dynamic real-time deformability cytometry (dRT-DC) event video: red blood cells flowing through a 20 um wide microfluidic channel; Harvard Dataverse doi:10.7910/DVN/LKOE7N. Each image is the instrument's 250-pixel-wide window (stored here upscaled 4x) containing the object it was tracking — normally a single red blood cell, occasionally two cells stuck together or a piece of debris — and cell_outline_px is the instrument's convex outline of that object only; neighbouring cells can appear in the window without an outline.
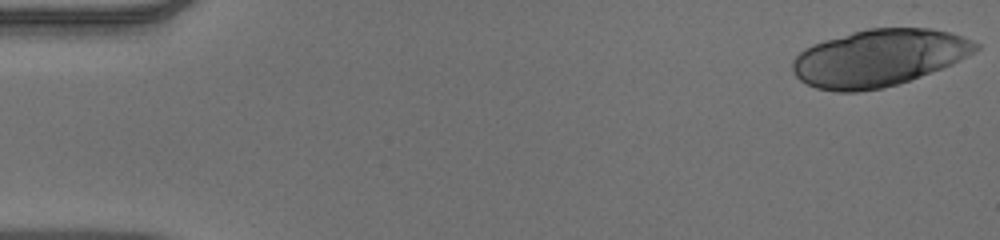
{"species": "human", "species_latin": "Homo sapiens", "temperature_condition": "warm", "stored_images_in_passage": 11, "camera_frame_rate_fps": 3000, "um_per_image_px": 0.085, "donor": {"sex": "male"}, "frame": {"image": 1, "passage_image": 1, "time_ms": 0.0, "image_size_px": [1000, 240], "cell_outline_px": [[980, 48], [952, 64], [920, 76], [896, 84], [880, 88], [856, 92], [836, 92], [816, 88], [800, 80], [792, 72], [792, 60], [804, 48], [812, 44], [824, 40], [852, 32], [868, 28], [932, 28], [948, 32], [972, 40], [980, 44]], "centroid_in_image_um": [74.66, 4.91], "position_along_channel_um": 10.3, "area_um2": 60.52}}